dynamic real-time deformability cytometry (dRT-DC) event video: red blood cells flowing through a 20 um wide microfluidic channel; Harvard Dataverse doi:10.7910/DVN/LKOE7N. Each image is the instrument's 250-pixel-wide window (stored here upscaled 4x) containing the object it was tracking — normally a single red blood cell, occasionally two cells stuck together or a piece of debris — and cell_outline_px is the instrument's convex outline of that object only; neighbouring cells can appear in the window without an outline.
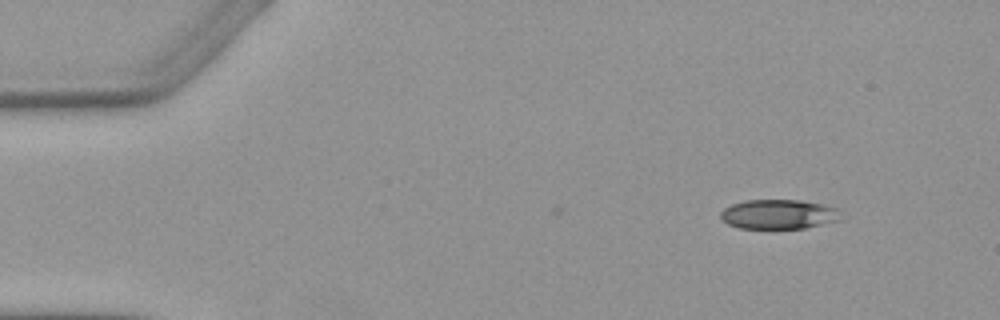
{"species": "Egyptian fruit bat (a non-hibernating species)", "species_latin": "Rousettus aegyptiacus", "temperature_condition": "warm", "stored_images_in_passage": 3, "camera_frame_rate_fps": 3000, "um_per_image_px": 0.085, "animal": {"sex": "female"}, "frame": {"image": 1, "passage_image": 1, "time_ms": 0.0, "image_size_px": [1000, 320], "cell_outline_px": [[840, 220], [804, 228], [740, 228], [728, 224], [720, 220], [720, 212], [724, 208], [732, 204], [744, 200], [800, 200], [840, 208]], "centroid_in_image_um": [66.16, 18.21], "position_along_channel_um": 18.8, "area_um2": 20.75}}